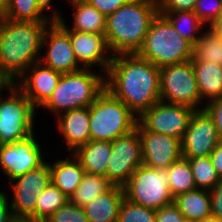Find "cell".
<instances>
[{"label":"cell","mask_w":222,"mask_h":222,"mask_svg":"<svg viewBox=\"0 0 222 222\" xmlns=\"http://www.w3.org/2000/svg\"><path fill=\"white\" fill-rule=\"evenodd\" d=\"M105 89L139 117L160 101V68L137 53L114 55Z\"/></svg>","instance_id":"obj_1"},{"label":"cell","mask_w":222,"mask_h":222,"mask_svg":"<svg viewBox=\"0 0 222 222\" xmlns=\"http://www.w3.org/2000/svg\"><path fill=\"white\" fill-rule=\"evenodd\" d=\"M52 22H0V76L14 83L31 65L40 61L45 30Z\"/></svg>","instance_id":"obj_2"},{"label":"cell","mask_w":222,"mask_h":222,"mask_svg":"<svg viewBox=\"0 0 222 222\" xmlns=\"http://www.w3.org/2000/svg\"><path fill=\"white\" fill-rule=\"evenodd\" d=\"M157 14V0H131L108 15L104 35L112 54L137 53Z\"/></svg>","instance_id":"obj_3"},{"label":"cell","mask_w":222,"mask_h":222,"mask_svg":"<svg viewBox=\"0 0 222 222\" xmlns=\"http://www.w3.org/2000/svg\"><path fill=\"white\" fill-rule=\"evenodd\" d=\"M137 54L162 68L191 60L193 45L175 30L165 16L157 14Z\"/></svg>","instance_id":"obj_4"},{"label":"cell","mask_w":222,"mask_h":222,"mask_svg":"<svg viewBox=\"0 0 222 222\" xmlns=\"http://www.w3.org/2000/svg\"><path fill=\"white\" fill-rule=\"evenodd\" d=\"M104 90V75L91 69L62 74L52 96L42 108L56 113L57 117L73 109L89 107Z\"/></svg>","instance_id":"obj_5"},{"label":"cell","mask_w":222,"mask_h":222,"mask_svg":"<svg viewBox=\"0 0 222 222\" xmlns=\"http://www.w3.org/2000/svg\"><path fill=\"white\" fill-rule=\"evenodd\" d=\"M137 119L125 103L105 89L90 105V140L112 142L135 130Z\"/></svg>","instance_id":"obj_6"},{"label":"cell","mask_w":222,"mask_h":222,"mask_svg":"<svg viewBox=\"0 0 222 222\" xmlns=\"http://www.w3.org/2000/svg\"><path fill=\"white\" fill-rule=\"evenodd\" d=\"M167 169L139 166L123 186L125 198L141 206L160 209L174 203Z\"/></svg>","instance_id":"obj_7"},{"label":"cell","mask_w":222,"mask_h":222,"mask_svg":"<svg viewBox=\"0 0 222 222\" xmlns=\"http://www.w3.org/2000/svg\"><path fill=\"white\" fill-rule=\"evenodd\" d=\"M6 98L0 96V145L24 140L34 133L36 109L12 83Z\"/></svg>","instance_id":"obj_8"},{"label":"cell","mask_w":222,"mask_h":222,"mask_svg":"<svg viewBox=\"0 0 222 222\" xmlns=\"http://www.w3.org/2000/svg\"><path fill=\"white\" fill-rule=\"evenodd\" d=\"M160 101L204 109L191 60L160 68Z\"/></svg>","instance_id":"obj_9"},{"label":"cell","mask_w":222,"mask_h":222,"mask_svg":"<svg viewBox=\"0 0 222 222\" xmlns=\"http://www.w3.org/2000/svg\"><path fill=\"white\" fill-rule=\"evenodd\" d=\"M50 183L51 173L47 162L9 182L13 192L10 206L16 221L35 222L38 195Z\"/></svg>","instance_id":"obj_10"},{"label":"cell","mask_w":222,"mask_h":222,"mask_svg":"<svg viewBox=\"0 0 222 222\" xmlns=\"http://www.w3.org/2000/svg\"><path fill=\"white\" fill-rule=\"evenodd\" d=\"M194 111L185 105L159 101L138 117L137 124L143 130L173 136L182 141Z\"/></svg>","instance_id":"obj_11"},{"label":"cell","mask_w":222,"mask_h":222,"mask_svg":"<svg viewBox=\"0 0 222 222\" xmlns=\"http://www.w3.org/2000/svg\"><path fill=\"white\" fill-rule=\"evenodd\" d=\"M141 165H143L142 145L136 129L112 141L106 178L114 186L123 187Z\"/></svg>","instance_id":"obj_12"},{"label":"cell","mask_w":222,"mask_h":222,"mask_svg":"<svg viewBox=\"0 0 222 222\" xmlns=\"http://www.w3.org/2000/svg\"><path fill=\"white\" fill-rule=\"evenodd\" d=\"M34 133L14 143L0 145V168L9 182L45 163Z\"/></svg>","instance_id":"obj_13"},{"label":"cell","mask_w":222,"mask_h":222,"mask_svg":"<svg viewBox=\"0 0 222 222\" xmlns=\"http://www.w3.org/2000/svg\"><path fill=\"white\" fill-rule=\"evenodd\" d=\"M57 23L69 34L77 62L83 69L99 65L100 74H105L113 59V54L104 34L83 33L70 30L63 16ZM110 53V54H108ZM108 54V55H107Z\"/></svg>","instance_id":"obj_14"},{"label":"cell","mask_w":222,"mask_h":222,"mask_svg":"<svg viewBox=\"0 0 222 222\" xmlns=\"http://www.w3.org/2000/svg\"><path fill=\"white\" fill-rule=\"evenodd\" d=\"M219 142L213 118L205 109L195 110L181 141L182 158L210 156Z\"/></svg>","instance_id":"obj_15"},{"label":"cell","mask_w":222,"mask_h":222,"mask_svg":"<svg viewBox=\"0 0 222 222\" xmlns=\"http://www.w3.org/2000/svg\"><path fill=\"white\" fill-rule=\"evenodd\" d=\"M42 47L47 53L40 57V62L54 71L66 74L83 69L76 60L69 34L57 22L45 30Z\"/></svg>","instance_id":"obj_16"},{"label":"cell","mask_w":222,"mask_h":222,"mask_svg":"<svg viewBox=\"0 0 222 222\" xmlns=\"http://www.w3.org/2000/svg\"><path fill=\"white\" fill-rule=\"evenodd\" d=\"M135 129L141 139L143 165L153 169H167L182 158L180 139L143 130L138 124Z\"/></svg>","instance_id":"obj_17"},{"label":"cell","mask_w":222,"mask_h":222,"mask_svg":"<svg viewBox=\"0 0 222 222\" xmlns=\"http://www.w3.org/2000/svg\"><path fill=\"white\" fill-rule=\"evenodd\" d=\"M62 73L43 65H31L13 84L29 99L33 107H42L52 96Z\"/></svg>","instance_id":"obj_18"},{"label":"cell","mask_w":222,"mask_h":222,"mask_svg":"<svg viewBox=\"0 0 222 222\" xmlns=\"http://www.w3.org/2000/svg\"><path fill=\"white\" fill-rule=\"evenodd\" d=\"M56 119L57 129L63 135L69 152L90 140V106L61 113Z\"/></svg>","instance_id":"obj_19"},{"label":"cell","mask_w":222,"mask_h":222,"mask_svg":"<svg viewBox=\"0 0 222 222\" xmlns=\"http://www.w3.org/2000/svg\"><path fill=\"white\" fill-rule=\"evenodd\" d=\"M124 198L123 187L113 186L91 200L83 207V210L89 222H117L119 208Z\"/></svg>","instance_id":"obj_20"},{"label":"cell","mask_w":222,"mask_h":222,"mask_svg":"<svg viewBox=\"0 0 222 222\" xmlns=\"http://www.w3.org/2000/svg\"><path fill=\"white\" fill-rule=\"evenodd\" d=\"M73 157V158H72ZM51 183L58 187L69 198L81 183L85 170L80 161L73 155L64 160L49 163Z\"/></svg>","instance_id":"obj_21"},{"label":"cell","mask_w":222,"mask_h":222,"mask_svg":"<svg viewBox=\"0 0 222 222\" xmlns=\"http://www.w3.org/2000/svg\"><path fill=\"white\" fill-rule=\"evenodd\" d=\"M112 151V142L89 140L72 154L80 161L85 172L106 177V168Z\"/></svg>","instance_id":"obj_22"},{"label":"cell","mask_w":222,"mask_h":222,"mask_svg":"<svg viewBox=\"0 0 222 222\" xmlns=\"http://www.w3.org/2000/svg\"><path fill=\"white\" fill-rule=\"evenodd\" d=\"M201 100L207 104L222 97V65L213 62L192 61Z\"/></svg>","instance_id":"obj_23"},{"label":"cell","mask_w":222,"mask_h":222,"mask_svg":"<svg viewBox=\"0 0 222 222\" xmlns=\"http://www.w3.org/2000/svg\"><path fill=\"white\" fill-rule=\"evenodd\" d=\"M73 7L71 30L83 33L104 34L107 17L86 0H68Z\"/></svg>","instance_id":"obj_24"},{"label":"cell","mask_w":222,"mask_h":222,"mask_svg":"<svg viewBox=\"0 0 222 222\" xmlns=\"http://www.w3.org/2000/svg\"><path fill=\"white\" fill-rule=\"evenodd\" d=\"M174 204L182 215L194 221L212 216L210 191L196 188L174 198Z\"/></svg>","instance_id":"obj_25"},{"label":"cell","mask_w":222,"mask_h":222,"mask_svg":"<svg viewBox=\"0 0 222 222\" xmlns=\"http://www.w3.org/2000/svg\"><path fill=\"white\" fill-rule=\"evenodd\" d=\"M3 16L6 19L16 21L57 22L63 15H60L57 10L53 11L50 17L44 15L38 7L37 0H10Z\"/></svg>","instance_id":"obj_26"},{"label":"cell","mask_w":222,"mask_h":222,"mask_svg":"<svg viewBox=\"0 0 222 222\" xmlns=\"http://www.w3.org/2000/svg\"><path fill=\"white\" fill-rule=\"evenodd\" d=\"M114 185L103 175L85 172L81 183L71 195L69 201L84 207L91 200L110 190Z\"/></svg>","instance_id":"obj_27"},{"label":"cell","mask_w":222,"mask_h":222,"mask_svg":"<svg viewBox=\"0 0 222 222\" xmlns=\"http://www.w3.org/2000/svg\"><path fill=\"white\" fill-rule=\"evenodd\" d=\"M164 16L184 39L193 46L196 44L201 36L199 31H202L205 25L193 11H175L166 13Z\"/></svg>","instance_id":"obj_28"},{"label":"cell","mask_w":222,"mask_h":222,"mask_svg":"<svg viewBox=\"0 0 222 222\" xmlns=\"http://www.w3.org/2000/svg\"><path fill=\"white\" fill-rule=\"evenodd\" d=\"M168 184L172 196L196 189L189 160L181 158L167 168Z\"/></svg>","instance_id":"obj_29"},{"label":"cell","mask_w":222,"mask_h":222,"mask_svg":"<svg viewBox=\"0 0 222 222\" xmlns=\"http://www.w3.org/2000/svg\"><path fill=\"white\" fill-rule=\"evenodd\" d=\"M69 201L58 187L50 183L38 195V201L35 209V222H45L56 210Z\"/></svg>","instance_id":"obj_30"},{"label":"cell","mask_w":222,"mask_h":222,"mask_svg":"<svg viewBox=\"0 0 222 222\" xmlns=\"http://www.w3.org/2000/svg\"><path fill=\"white\" fill-rule=\"evenodd\" d=\"M191 61L213 62L222 65V40L209 29L202 32L193 46Z\"/></svg>","instance_id":"obj_31"},{"label":"cell","mask_w":222,"mask_h":222,"mask_svg":"<svg viewBox=\"0 0 222 222\" xmlns=\"http://www.w3.org/2000/svg\"><path fill=\"white\" fill-rule=\"evenodd\" d=\"M188 160L194 176L196 188L209 191L212 190L219 182L220 177L217 175L210 157H196Z\"/></svg>","instance_id":"obj_32"},{"label":"cell","mask_w":222,"mask_h":222,"mask_svg":"<svg viewBox=\"0 0 222 222\" xmlns=\"http://www.w3.org/2000/svg\"><path fill=\"white\" fill-rule=\"evenodd\" d=\"M117 222H156L154 209L147 208L124 198L119 208Z\"/></svg>","instance_id":"obj_33"},{"label":"cell","mask_w":222,"mask_h":222,"mask_svg":"<svg viewBox=\"0 0 222 222\" xmlns=\"http://www.w3.org/2000/svg\"><path fill=\"white\" fill-rule=\"evenodd\" d=\"M222 0H197L193 12L208 27L220 17Z\"/></svg>","instance_id":"obj_34"},{"label":"cell","mask_w":222,"mask_h":222,"mask_svg":"<svg viewBox=\"0 0 222 222\" xmlns=\"http://www.w3.org/2000/svg\"><path fill=\"white\" fill-rule=\"evenodd\" d=\"M45 222H89L82 207L70 201L56 210Z\"/></svg>","instance_id":"obj_35"},{"label":"cell","mask_w":222,"mask_h":222,"mask_svg":"<svg viewBox=\"0 0 222 222\" xmlns=\"http://www.w3.org/2000/svg\"><path fill=\"white\" fill-rule=\"evenodd\" d=\"M197 0H157L158 14L175 11H193Z\"/></svg>","instance_id":"obj_36"},{"label":"cell","mask_w":222,"mask_h":222,"mask_svg":"<svg viewBox=\"0 0 222 222\" xmlns=\"http://www.w3.org/2000/svg\"><path fill=\"white\" fill-rule=\"evenodd\" d=\"M203 108L213 118L215 123L218 137L222 141V97L211 100Z\"/></svg>","instance_id":"obj_37"},{"label":"cell","mask_w":222,"mask_h":222,"mask_svg":"<svg viewBox=\"0 0 222 222\" xmlns=\"http://www.w3.org/2000/svg\"><path fill=\"white\" fill-rule=\"evenodd\" d=\"M155 213L156 222H182L185 218L174 203L156 209Z\"/></svg>","instance_id":"obj_38"},{"label":"cell","mask_w":222,"mask_h":222,"mask_svg":"<svg viewBox=\"0 0 222 222\" xmlns=\"http://www.w3.org/2000/svg\"><path fill=\"white\" fill-rule=\"evenodd\" d=\"M106 17L131 0H86Z\"/></svg>","instance_id":"obj_39"},{"label":"cell","mask_w":222,"mask_h":222,"mask_svg":"<svg viewBox=\"0 0 222 222\" xmlns=\"http://www.w3.org/2000/svg\"><path fill=\"white\" fill-rule=\"evenodd\" d=\"M212 216L222 218V178L217 185L210 190Z\"/></svg>","instance_id":"obj_40"},{"label":"cell","mask_w":222,"mask_h":222,"mask_svg":"<svg viewBox=\"0 0 222 222\" xmlns=\"http://www.w3.org/2000/svg\"><path fill=\"white\" fill-rule=\"evenodd\" d=\"M6 191H0V222H16L13 217Z\"/></svg>","instance_id":"obj_41"},{"label":"cell","mask_w":222,"mask_h":222,"mask_svg":"<svg viewBox=\"0 0 222 222\" xmlns=\"http://www.w3.org/2000/svg\"><path fill=\"white\" fill-rule=\"evenodd\" d=\"M209 157L217 175L222 178V141L214 148Z\"/></svg>","instance_id":"obj_42"},{"label":"cell","mask_w":222,"mask_h":222,"mask_svg":"<svg viewBox=\"0 0 222 222\" xmlns=\"http://www.w3.org/2000/svg\"><path fill=\"white\" fill-rule=\"evenodd\" d=\"M208 29L222 40V20H215Z\"/></svg>","instance_id":"obj_43"},{"label":"cell","mask_w":222,"mask_h":222,"mask_svg":"<svg viewBox=\"0 0 222 222\" xmlns=\"http://www.w3.org/2000/svg\"><path fill=\"white\" fill-rule=\"evenodd\" d=\"M52 0H37V4H38V7L39 9L45 14V11H50L51 10H54L53 9V6H52V3H51Z\"/></svg>","instance_id":"obj_44"},{"label":"cell","mask_w":222,"mask_h":222,"mask_svg":"<svg viewBox=\"0 0 222 222\" xmlns=\"http://www.w3.org/2000/svg\"><path fill=\"white\" fill-rule=\"evenodd\" d=\"M12 83L6 78L0 76V96H2V91L8 89Z\"/></svg>","instance_id":"obj_45"},{"label":"cell","mask_w":222,"mask_h":222,"mask_svg":"<svg viewBox=\"0 0 222 222\" xmlns=\"http://www.w3.org/2000/svg\"><path fill=\"white\" fill-rule=\"evenodd\" d=\"M197 222H222V221H221V218H219V217L209 216V217L204 218V219L197 221Z\"/></svg>","instance_id":"obj_46"},{"label":"cell","mask_w":222,"mask_h":222,"mask_svg":"<svg viewBox=\"0 0 222 222\" xmlns=\"http://www.w3.org/2000/svg\"><path fill=\"white\" fill-rule=\"evenodd\" d=\"M10 4V0H0V11L4 13Z\"/></svg>","instance_id":"obj_47"},{"label":"cell","mask_w":222,"mask_h":222,"mask_svg":"<svg viewBox=\"0 0 222 222\" xmlns=\"http://www.w3.org/2000/svg\"><path fill=\"white\" fill-rule=\"evenodd\" d=\"M182 222H197V221H194V220H191V219L184 218Z\"/></svg>","instance_id":"obj_48"},{"label":"cell","mask_w":222,"mask_h":222,"mask_svg":"<svg viewBox=\"0 0 222 222\" xmlns=\"http://www.w3.org/2000/svg\"><path fill=\"white\" fill-rule=\"evenodd\" d=\"M4 16L3 13L0 11V20H3Z\"/></svg>","instance_id":"obj_49"},{"label":"cell","mask_w":222,"mask_h":222,"mask_svg":"<svg viewBox=\"0 0 222 222\" xmlns=\"http://www.w3.org/2000/svg\"><path fill=\"white\" fill-rule=\"evenodd\" d=\"M218 20H222V10H221L220 17Z\"/></svg>","instance_id":"obj_50"}]
</instances>
